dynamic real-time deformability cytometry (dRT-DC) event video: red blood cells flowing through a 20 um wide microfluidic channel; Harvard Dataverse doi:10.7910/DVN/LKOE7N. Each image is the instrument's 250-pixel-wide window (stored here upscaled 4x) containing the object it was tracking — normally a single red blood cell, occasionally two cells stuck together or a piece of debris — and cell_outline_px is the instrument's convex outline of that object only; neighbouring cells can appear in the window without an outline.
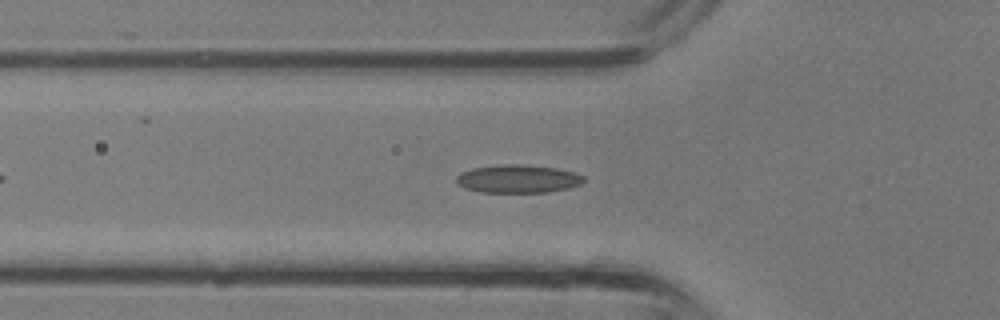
{"species": "common noctule bat (a hibernating species)", "species_latin": "Nyctalus noctula", "temperature_condition": "room temperature", "stored_images_in_passage": 25, "camera_frame_rate_fps": 3000, "um_per_image_px": 0.085, "animal": {"sex": "male", "body_mass_g": 13.3}, "frame": {"image": 1, "passage_image": 6, "time_ms": 1.667, "image_size_px": [1000, 320], "cell_outline_px": [[584, 180], [580, 184], [568, 188], [548, 192], [480, 192], [464, 188], [456, 180], [456, 176], [460, 172], [472, 168], [508, 164], [524, 164], [556, 168], [572, 172], [584, 176]], "centroid_in_image_um": [44.01, 15.2], "position_along_channel_um": 81.8, "area_um2": 20.75}}
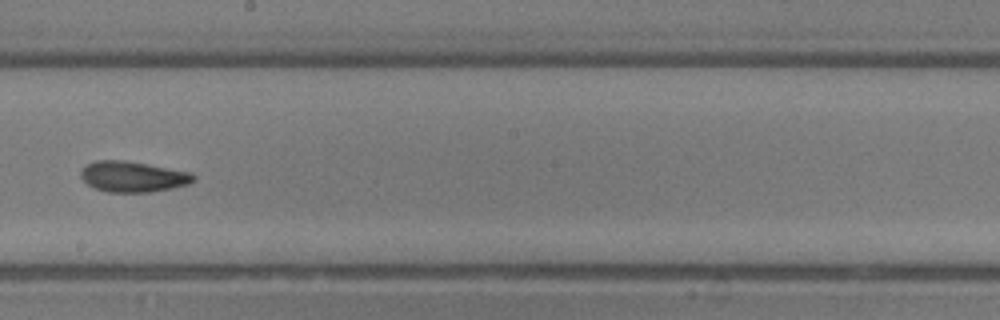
{"frame": {"image": 2, "passage_image": 14, "time_ms": 4.333, "image_size_px": [1000, 320], "cell_outline_px": [[196, 180], [188, 184], [172, 188], [148, 192], [108, 192], [96, 188], [88, 184], [80, 176], [80, 172], [88, 164], [96, 160], [120, 160], [192, 172], [196, 176]], "centroid_in_image_um": [11.32, 15.02], "position_along_channel_um": 236.9, "area_um2": 19.88}}
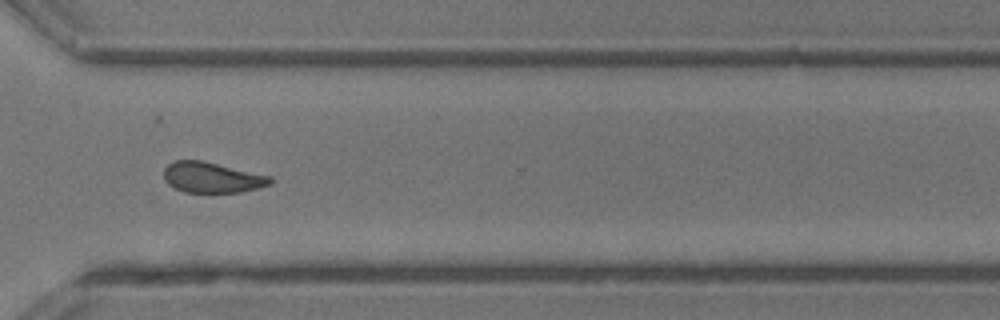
{"frame": {"image": 3, "passage_image": 20, "time_ms": 6.333, "image_size_px": [1000, 320], "cell_outline_px": [[272, 184], [240, 192], [184, 192], [168, 184], [164, 180], [164, 168], [168, 164], [176, 160], [200, 160], [272, 176]], "centroid_in_image_um": [18.01, 15.08], "position_along_channel_um": 352.6, "area_um2": 18.84}}